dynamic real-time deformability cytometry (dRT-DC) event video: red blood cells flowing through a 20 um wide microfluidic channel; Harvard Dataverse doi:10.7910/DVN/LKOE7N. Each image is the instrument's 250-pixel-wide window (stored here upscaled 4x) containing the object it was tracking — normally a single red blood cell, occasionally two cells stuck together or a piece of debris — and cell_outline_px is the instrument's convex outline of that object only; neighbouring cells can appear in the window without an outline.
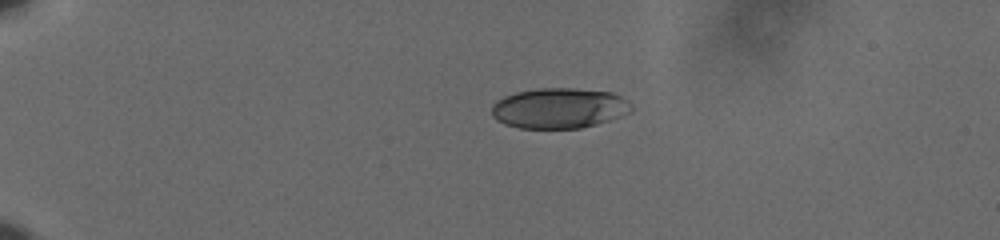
{"species": "human", "species_latin": "Homo sapiens", "temperature_condition": "cold", "stored_images_in_passage": 45, "camera_frame_rate_fps": 3000, "um_per_image_px": 0.085, "donor": {"sex": "male"}, "frame": {"image": 1, "passage_image": 1, "time_ms": 0.0, "image_size_px": [1000, 240], "cell_outline_px": [[632, 112], [596, 124], [580, 128], [520, 128], [504, 124], [496, 120], [492, 116], [492, 104], [496, 100], [504, 96], [516, 92], [540, 88], [572, 88], [612, 92], [628, 100], [632, 104]], "centroid_in_image_um": [47.52, 9.19], "position_along_channel_um": 37.5, "area_um2": 33.0}}
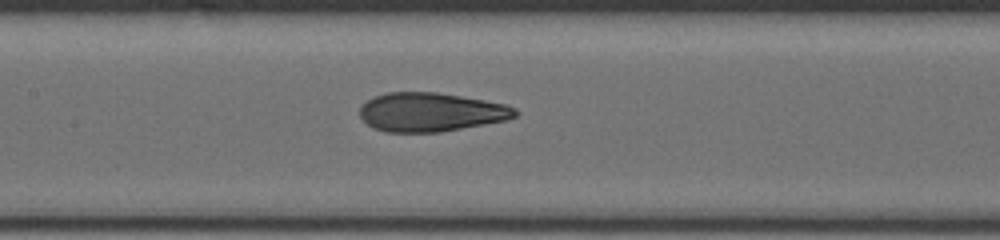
{"frame": {"image": 2, "passage_image": 18, "time_ms": 5.667, "image_size_px": [1000, 240], "cell_outline_px": [[520, 112], [516, 116], [508, 120], [440, 132], [384, 132], [372, 128], [360, 116], [360, 108], [368, 100], [376, 96], [388, 92], [436, 92], [484, 100], [504, 104], [516, 108]], "centroid_in_image_um": [36.64, 9.54], "position_along_channel_um": 170.8, "area_um2": 35.14}}
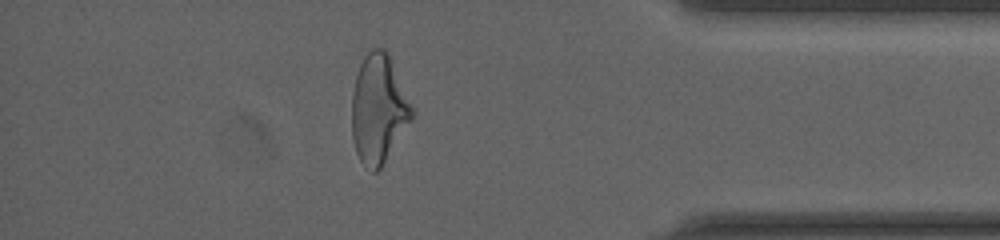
{"frame": {"image": 3, "passage_image": 39, "time_ms": 12.667, "image_size_px": [1000, 240], "cell_outline_px": [[412, 120], [380, 168], [376, 172], [372, 172], [364, 168], [356, 152], [352, 140], [352, 92], [356, 76], [360, 64], [364, 56], [372, 48], [384, 48], [388, 52], [412, 108]], "centroid_in_image_um": [32.14, 9.29], "position_along_channel_um": 403.1, "area_um2": 37.8}, "authors_computed_cell_mechanics": {"area_um2": 35.7782, "velocity_mm_per_s": 3.6413, "shape_relaxation_time_tau1_ms": 6.6767, "shape_relaxation_time_tau2_ms": 1.1963, "deformation_change_tau1": 0.1941, "deformation_change_tau2": 0.0891}}